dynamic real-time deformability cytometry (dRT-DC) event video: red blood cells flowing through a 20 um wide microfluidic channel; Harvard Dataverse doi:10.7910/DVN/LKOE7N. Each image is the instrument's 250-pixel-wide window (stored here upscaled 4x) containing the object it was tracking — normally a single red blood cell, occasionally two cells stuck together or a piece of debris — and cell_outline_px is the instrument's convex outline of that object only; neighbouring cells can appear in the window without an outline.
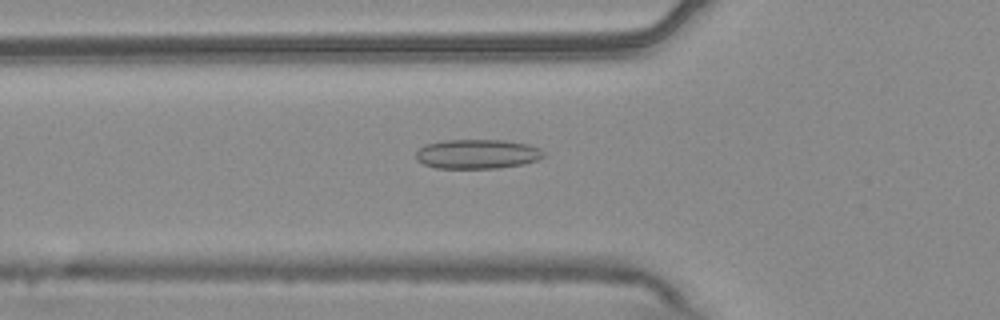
{"species": "common noctule bat (a hibernating species)", "species_latin": "Nyctalus noctula", "temperature_condition": "warm", "stored_images_in_passage": 54, "camera_frame_rate_fps": 3000, "um_per_image_px": 0.085, "animal": {"sex": "male", "body_mass_g": 20.4}, "frame": {"image": 1, "passage_image": 19, "time_ms": 6.0, "image_size_px": [1000, 320], "cell_outline_px": [[544, 156], [536, 160], [524, 164], [496, 168], [436, 168], [424, 164], [416, 160], [416, 152], [424, 144], [444, 140], [504, 140], [528, 144], [540, 148], [544, 152]], "centroid_in_image_um": [40.56, 13.09], "position_along_channel_um": 85.2, "area_um2": 21.96}}
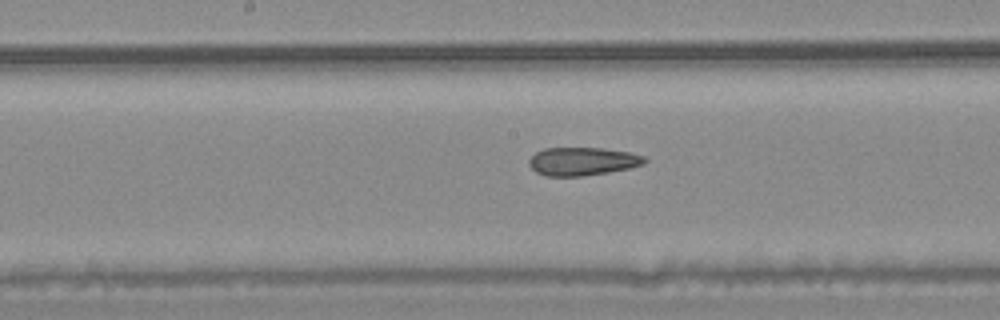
{"frame": {"image": 2, "passage_image": 28, "time_ms": 9.0, "image_size_px": [1000, 320], "cell_outline_px": [[648, 160], [644, 164], [628, 168], [608, 172], [580, 176], [544, 176], [536, 172], [528, 164], [528, 160], [536, 152], [544, 148], [600, 148], [628, 152], [644, 156]], "centroid_in_image_um": [49.48, 13.71], "position_along_channel_um": 198.7, "area_um2": 18.9}}
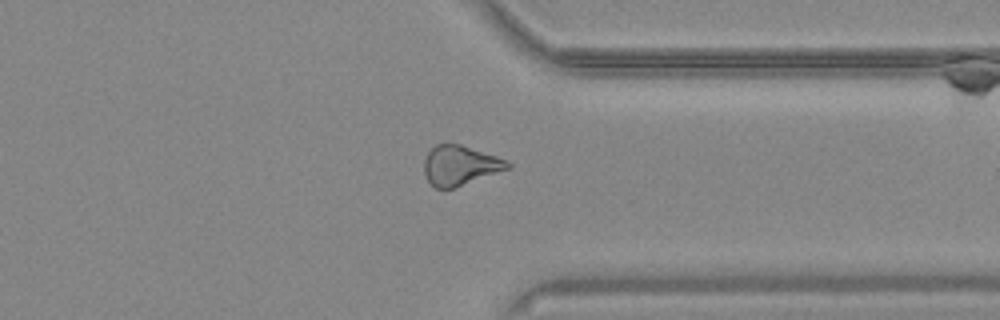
{"frame": {"image": 3, "passage_image": 42, "time_ms": 13.667, "image_size_px": [1000, 320], "cell_outline_px": [[512, 168], [452, 188], [436, 188], [428, 180], [424, 172], [424, 160], [428, 152], [436, 144], [460, 144], [496, 156], [512, 164]], "centroid_in_image_um": [39.11, 14.05], "position_along_channel_um": 372.3, "area_um2": 19.07}, "authors_computed_cell_mechanics": {"area_um2": 20.7791, "velocity_mm_per_s": 3.7567, "shape_relaxation_time_tau1_ms": null, "shape_relaxation_time_tau2_ms": 3.5671, "deformation_change_tau1": null, "deformation_change_tau2": 0.1285}}